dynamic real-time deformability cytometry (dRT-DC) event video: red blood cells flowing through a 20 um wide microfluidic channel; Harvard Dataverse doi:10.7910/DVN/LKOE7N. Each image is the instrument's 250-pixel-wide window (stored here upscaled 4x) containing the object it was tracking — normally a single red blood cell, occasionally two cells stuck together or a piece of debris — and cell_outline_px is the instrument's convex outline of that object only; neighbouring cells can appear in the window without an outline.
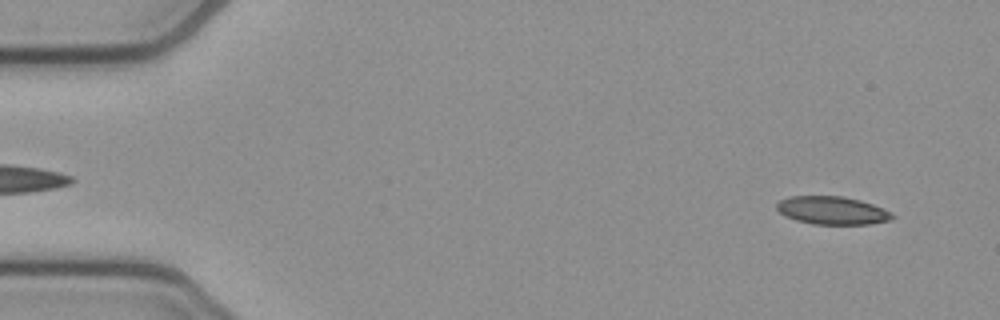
{"species": "common noctule bat (a hibernating species)", "species_latin": "Nyctalus noctula", "temperature_condition": "cold", "stored_images_in_passage": 52, "camera_frame_rate_fps": 3000, "um_per_image_px": 0.085, "animal": {"sex": "female", "body_mass_g": 21.9}, "frame": {"image": 1, "passage_image": 3, "time_ms": 0.667, "image_size_px": [1000, 320], "cell_outline_px": [[896, 216], [892, 220], [868, 224], [812, 224], [796, 220], [784, 216], [776, 208], [776, 204], [780, 200], [788, 196], [844, 196], [860, 200], [884, 208]], "centroid_in_image_um": [70.74, 17.88], "position_along_channel_um": 14.3, "area_um2": 19.02}}
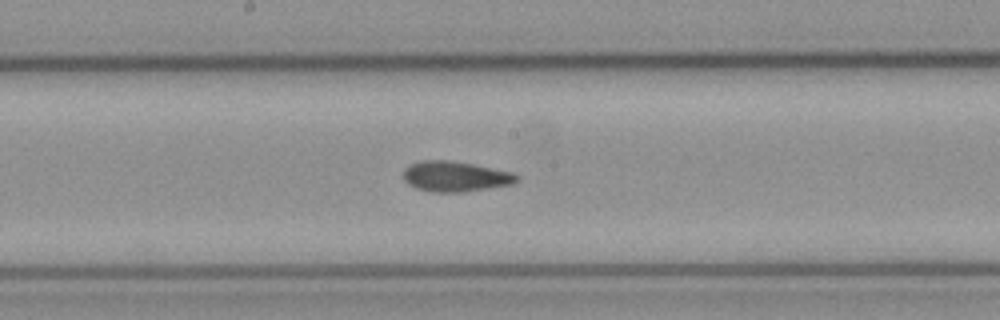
{"frame": {"image": 2, "passage_image": 27, "time_ms": 8.667, "image_size_px": [1000, 320], "cell_outline_px": [[520, 180], [512, 184], [464, 192], [432, 192], [416, 188], [408, 184], [404, 180], [404, 168], [420, 160], [452, 160], [512, 172], [520, 176]], "centroid_in_image_um": [38.71, 15.0], "position_along_channel_um": 209.5, "area_um2": 20.11}}
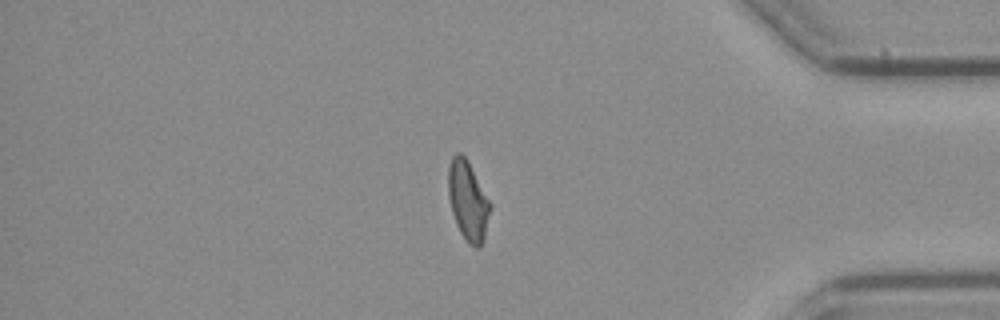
{"frame": {"image": 3, "passage_image": 44, "time_ms": 14.333, "image_size_px": [1000, 320], "cell_outline_px": [[492, 204], [484, 236], [480, 244], [476, 248], [468, 244], [460, 232], [456, 224], [452, 212], [448, 196], [448, 168], [452, 156], [456, 152], [460, 152], [468, 160]], "centroid_in_image_um": [39.76, 17.02], "position_along_channel_um": 395.4, "area_um2": 19.42}, "authors_computed_cell_mechanics": {"area_um2": 19.5942, "velocity_mm_per_s": 3.8358, "shape_relaxation_time_tau1_ms": null, "shape_relaxation_time_tau2_ms": 1.7711, "deformation_change_tau1": null, "deformation_change_tau2": 0.0816}}